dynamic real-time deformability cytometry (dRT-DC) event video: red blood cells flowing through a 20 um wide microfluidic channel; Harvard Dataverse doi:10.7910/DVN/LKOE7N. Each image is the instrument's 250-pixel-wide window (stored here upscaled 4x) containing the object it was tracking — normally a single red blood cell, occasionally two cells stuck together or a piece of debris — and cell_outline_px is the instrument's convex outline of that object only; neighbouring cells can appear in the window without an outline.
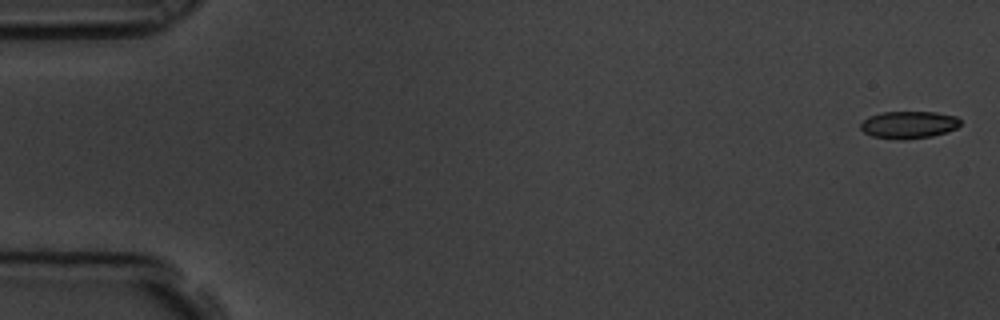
{"species": "common noctule bat (a hibernating species)", "species_latin": "Nyctalus noctula", "temperature_condition": "room temperature", "stored_images_in_passage": 6, "camera_frame_rate_fps": 3000, "um_per_image_px": 0.085, "animal": {"sex": "male", "body_mass_g": 19.5, "forearm_length_mm": 54.6}, "frame": {"image": 1, "passage_image": 1, "time_ms": 0.0, "image_size_px": [1000, 320], "cell_outline_px": [[960, 124], [956, 128], [948, 132], [932, 136], [904, 140], [896, 140], [872, 136], [864, 132], [860, 128], [860, 124], [868, 116], [880, 112], [936, 112], [956, 116], [960, 120]], "centroid_in_image_um": [77.23, 10.61], "position_along_channel_um": 7.8, "area_um2": 16.07}}
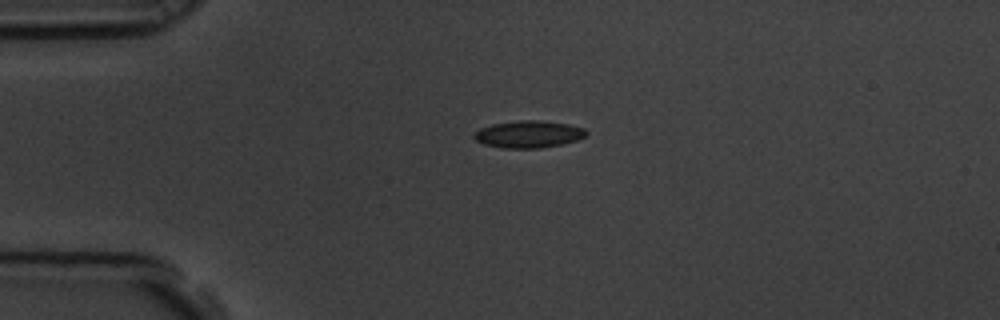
{"frame": {"image": 2, "passage_image": 4, "time_ms": 1.0, "image_size_px": [1000, 320], "cell_outline_px": [[588, 132], [584, 136], [576, 140], [560, 144], [540, 148], [504, 148], [484, 144], [476, 140], [472, 136], [480, 128], [492, 124], [516, 120], [540, 120], [568, 124], [584, 128]], "centroid_in_image_um": [44.91, 11.4], "position_along_channel_um": 40.1, "area_um2": 17.63}}
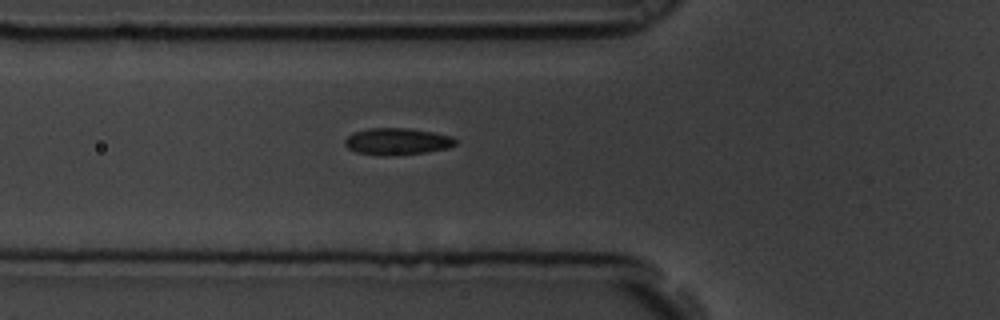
{"frame": {"image": 3, "passage_image": 6, "time_ms": 1.667, "image_size_px": [1000, 320], "cell_outline_px": [[456, 144], [448, 148], [424, 152], [388, 156], [356, 152], [348, 148], [344, 144], [344, 140], [352, 132], [368, 128], [408, 128], [432, 132], [452, 136], [456, 140]], "centroid_in_image_um": [33.73, 12.01], "position_along_channel_um": 92.1, "area_um2": 17.22}}